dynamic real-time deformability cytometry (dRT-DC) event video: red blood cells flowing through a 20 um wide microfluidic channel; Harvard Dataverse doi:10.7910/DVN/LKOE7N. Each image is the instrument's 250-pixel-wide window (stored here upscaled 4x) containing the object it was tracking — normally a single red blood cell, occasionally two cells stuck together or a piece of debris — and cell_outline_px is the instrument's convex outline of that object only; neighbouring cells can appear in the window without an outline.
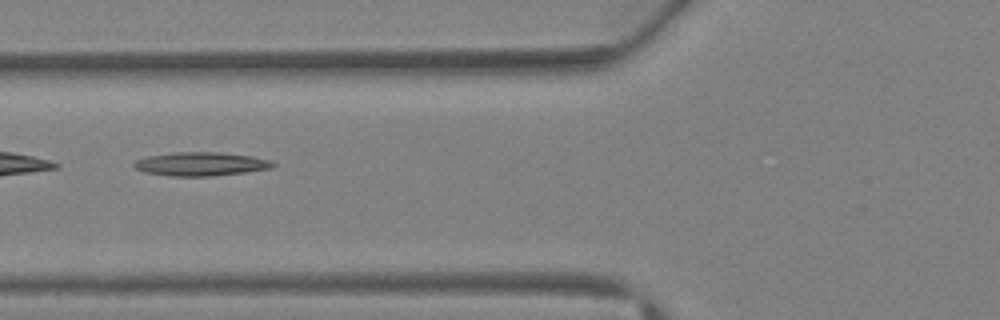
{"species": "Egyptian fruit bat (a non-hibernating species)", "species_latin": "Rousettus aegyptiacus", "temperature_condition": "warm", "stored_images_in_passage": 4, "camera_frame_rate_fps": 3000, "um_per_image_px": 0.085, "animal": {"sex": "female"}, "frame": {"image": 1, "passage_image": 4, "time_ms": 3.333, "image_size_px": [1000, 320], "cell_outline_px": [[276, 164], [272, 168], [244, 172], [212, 176], [172, 176], [144, 172], [136, 168], [132, 164], [136, 160], [148, 156], [176, 152], [220, 152], [252, 156], [272, 160]], "centroid_in_image_um": [17.09, 13.93], "position_along_channel_um": 108.7, "area_um2": 19.13}}